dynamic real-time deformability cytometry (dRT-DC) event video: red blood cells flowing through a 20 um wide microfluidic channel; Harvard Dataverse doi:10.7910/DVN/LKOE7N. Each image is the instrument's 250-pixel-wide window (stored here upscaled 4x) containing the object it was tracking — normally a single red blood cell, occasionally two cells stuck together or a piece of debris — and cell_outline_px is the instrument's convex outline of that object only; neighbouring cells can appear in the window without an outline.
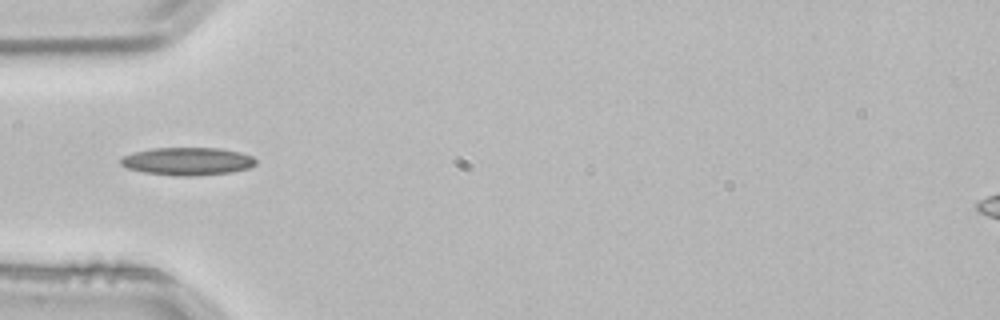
{"species": "common noctule bat (a hibernating species)", "species_latin": "Nyctalus noctula", "temperature_condition": "room temperature", "stored_images_in_passage": 1, "camera_frame_rate_fps": 3000, "um_per_image_px": 0.085, "animal": {"sex": "male", "body_mass_g": 21.5, "forearm_length_mm": 52.0}, "frame": {"image": 1, "passage_image": 1, "time_ms": 0.0, "image_size_px": [1000, 320], "cell_outline_px": [[256, 164], [248, 168], [232, 172], [196, 176], [176, 176], [144, 172], [128, 168], [120, 164], [120, 160], [124, 156], [136, 152], [152, 148], [220, 148], [240, 152], [252, 156], [256, 160]], "centroid_in_image_um": [15.97, 13.71], "position_along_channel_um": 69.0, "area_um2": 21.85}}